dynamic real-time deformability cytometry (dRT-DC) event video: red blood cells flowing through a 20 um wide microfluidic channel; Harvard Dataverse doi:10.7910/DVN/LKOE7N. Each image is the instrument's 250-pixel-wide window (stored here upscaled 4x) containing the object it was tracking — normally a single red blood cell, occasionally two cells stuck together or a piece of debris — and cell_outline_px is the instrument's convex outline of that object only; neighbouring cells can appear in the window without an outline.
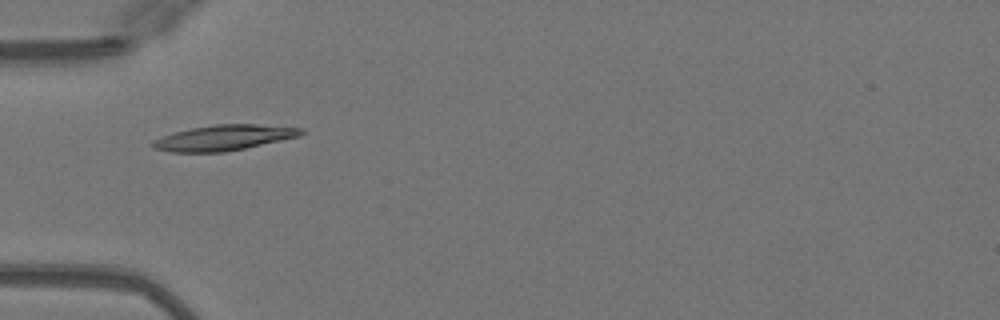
{"species": "Egyptian fruit bat (a non-hibernating species)", "species_latin": "Rousettus aegyptiacus", "temperature_condition": "warm", "stored_images_in_passage": 35, "camera_frame_rate_fps": 3000, "um_per_image_px": 0.085, "animal": {"sex": "female"}, "frame": {"image": 1, "passage_image": 1, "time_ms": 0.0, "image_size_px": [1000, 320], "cell_outline_px": [[304, 132], [300, 136], [244, 148], [224, 152], [172, 152], [152, 148], [152, 140], [176, 132], [192, 128], [216, 124], [256, 124], [304, 128]], "centroid_in_image_um": [19.04, 11.7], "position_along_channel_um": 66.0, "area_um2": 21.79}}
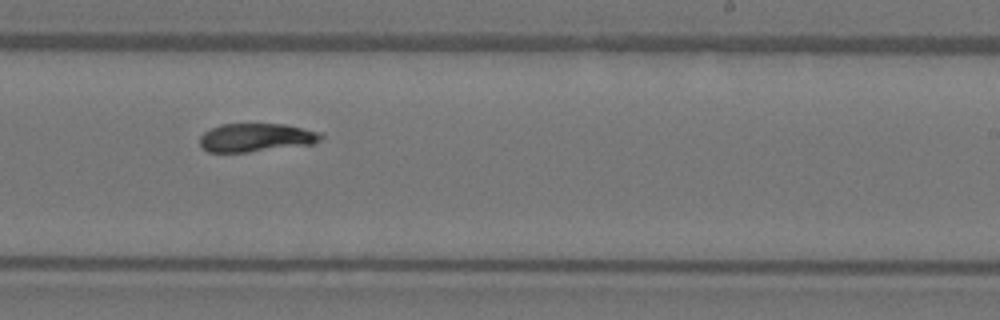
{"frame": {"image": 2, "passage_image": 16, "time_ms": 5.0, "image_size_px": [1000, 320], "cell_outline_px": [[324, 136], [316, 144], [248, 152], [208, 152], [200, 144], [200, 136], [204, 132], [220, 124], [284, 124], [320, 132]], "centroid_in_image_um": [21.8, 11.7], "position_along_channel_um": 267.2, "area_um2": 20.11}}
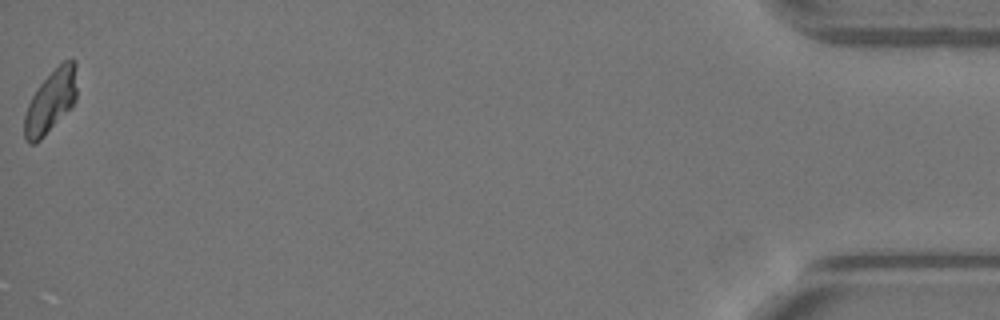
{"frame": {"image": 3, "passage_image": 35, "time_ms": 11.333, "image_size_px": [1000, 320], "cell_outline_px": [[76, 100], [72, 108], [36, 144], [28, 144], [24, 140], [24, 116], [28, 104], [32, 96], [40, 84], [64, 60], [76, 60]], "centroid_in_image_um": [4.31, 8.66], "position_along_channel_um": 430.9, "area_um2": 19.25}}